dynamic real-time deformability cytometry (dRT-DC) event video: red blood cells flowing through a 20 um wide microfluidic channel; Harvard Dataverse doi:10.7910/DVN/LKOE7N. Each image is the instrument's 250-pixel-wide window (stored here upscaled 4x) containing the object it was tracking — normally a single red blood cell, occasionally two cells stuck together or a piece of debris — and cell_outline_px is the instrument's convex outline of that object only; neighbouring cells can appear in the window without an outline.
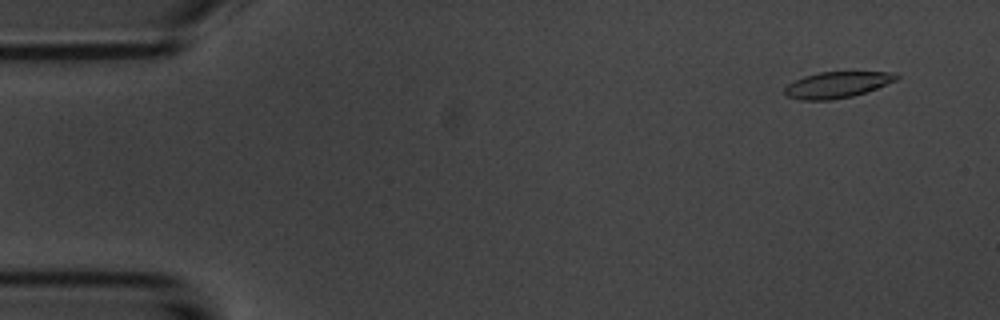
{"species": "common noctule bat (a hibernating species)", "species_latin": "Nyctalus noctula", "temperature_condition": "room temperature", "stored_images_in_passage": 53, "camera_frame_rate_fps": 3000, "um_per_image_px": 0.085, "animal": {"sex": "male", "body_mass_g": 20.1, "forearm_length_mm": 53.5}, "frame": {"image": 1, "passage_image": 3, "time_ms": 0.667, "image_size_px": [1000, 320], "cell_outline_px": [[900, 76], [896, 80], [868, 92], [852, 96], [832, 100], [800, 100], [788, 96], [784, 92], [784, 88], [788, 84], [804, 76], [820, 72], [888, 72]], "centroid_in_image_um": [71.14, 7.22], "position_along_channel_um": 13.9, "area_um2": 16.94}}
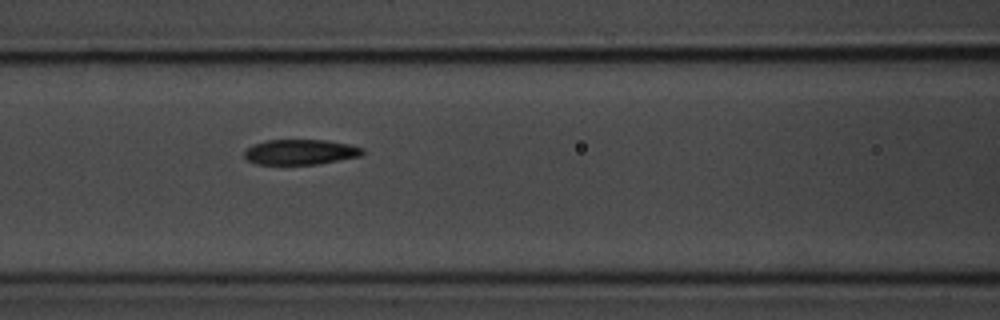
{"frame": {"image": 2, "passage_image": 22, "time_ms": 7.0, "image_size_px": [1000, 320], "cell_outline_px": [[364, 152], [360, 156], [316, 164], [256, 164], [248, 160], [244, 156], [244, 152], [252, 144], [268, 140], [324, 140], [348, 144], [364, 148]], "centroid_in_image_um": [25.52, 12.92], "position_along_channel_um": 141.1, "area_um2": 17.22}}
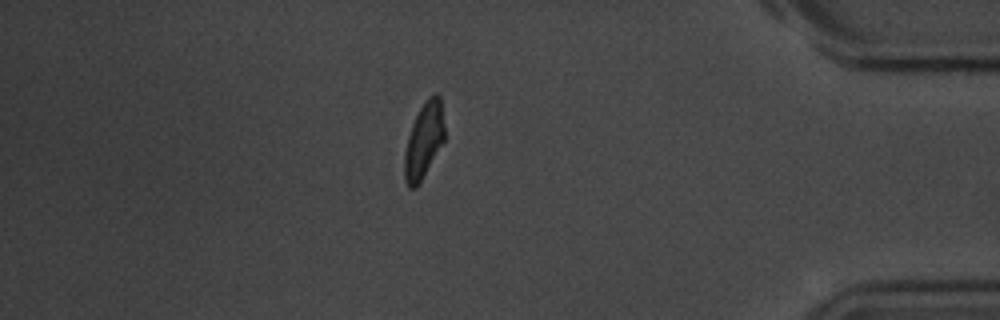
{"frame": {"image": 3, "passage_image": 46, "time_ms": 15.0, "image_size_px": [1000, 320], "cell_outline_px": [[444, 140], [420, 184], [416, 188], [408, 188], [404, 180], [404, 152], [408, 136], [412, 124], [420, 108], [428, 96], [436, 92], [440, 96], [444, 128]], "centroid_in_image_um": [36.01, 11.97], "position_along_channel_um": 399.2, "area_um2": 17.74}, "authors_computed_cell_mechanics": {"area_um2": 17.918, "velocity_mm_per_s": 3.6907, "shape_relaxation_time_tau1_ms": 4.8078, "shape_relaxation_time_tau2_ms": 1.2692, "deformation_change_tau1": 0.1804, "deformation_change_tau2": 0.0574}}